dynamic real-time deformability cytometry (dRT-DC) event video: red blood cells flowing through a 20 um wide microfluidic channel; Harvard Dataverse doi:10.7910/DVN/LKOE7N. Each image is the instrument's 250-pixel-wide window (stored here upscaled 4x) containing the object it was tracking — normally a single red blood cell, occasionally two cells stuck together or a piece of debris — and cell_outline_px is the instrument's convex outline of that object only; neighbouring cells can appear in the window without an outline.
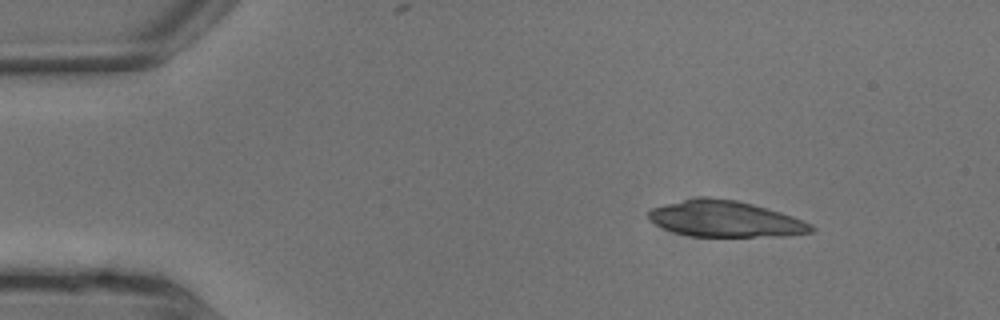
{"species": "common noctule bat (a hibernating species)", "species_latin": "Nyctalus noctula", "temperature_condition": "warm", "stored_images_in_passage": 6, "camera_frame_rate_fps": 3000, "um_per_image_px": 0.085, "animal": {"sex": "male", "body_mass_g": 13.3}, "frame": {"image": 1, "passage_image": 2, "time_ms": 0.333, "image_size_px": [1000, 320], "cell_outline_px": [[808, 228], [800, 232], [748, 236], [700, 236], [680, 232], [668, 228], [660, 224], [652, 216], [652, 212], [656, 208], [692, 200], [728, 200], [760, 208], [796, 220], [804, 224]], "centroid_in_image_um": [61.53, 18.64], "position_along_channel_um": 23.5, "area_um2": 29.25}}
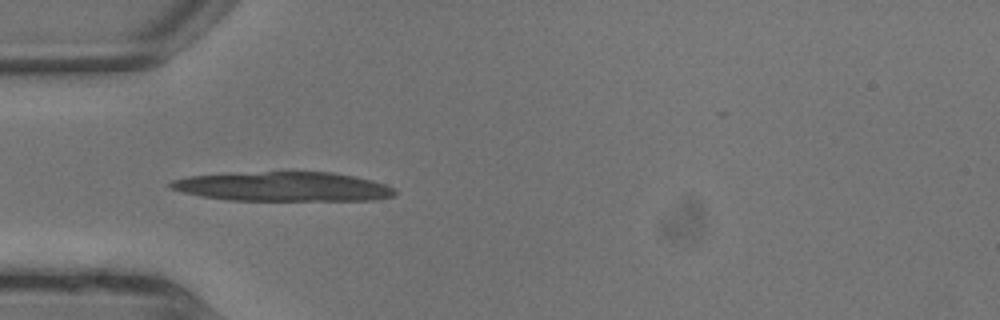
{"frame": {"image": 2, "passage_image": 5, "time_ms": 1.333, "image_size_px": [1000, 320], "cell_outline_px": [[392, 192], [384, 196], [292, 200], [252, 200], [216, 196], [196, 192], [180, 188], [176, 184], [184, 180], [204, 176], [276, 172], [312, 172], [340, 176], [360, 180], [384, 188]], "centroid_in_image_um": [24.01, 15.85], "position_along_channel_um": 61.0, "area_um2": 32.19}}
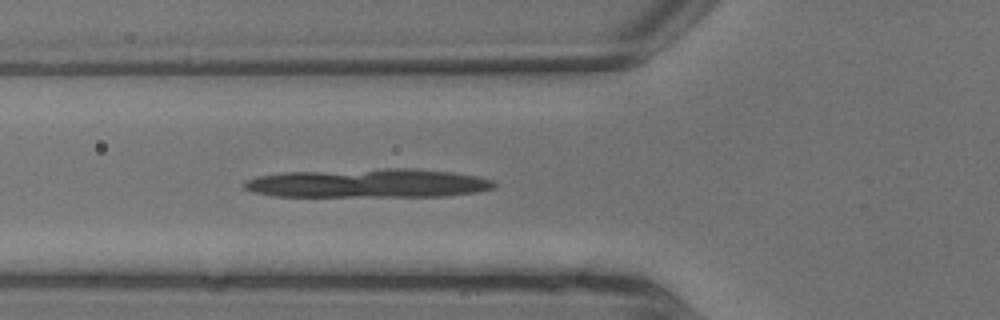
{"frame": {"image": 3, "passage_image": 6, "time_ms": 1.667, "image_size_px": [1000, 320], "cell_outline_px": [[492, 184], [484, 188], [456, 192], [328, 196], [296, 196], [268, 192], [252, 188], [248, 184], [256, 180], [272, 176], [376, 172], [428, 172], [460, 176], [480, 180]], "centroid_in_image_um": [31.16, 15.63], "position_along_channel_um": 94.6, "area_um2": 32.31}}